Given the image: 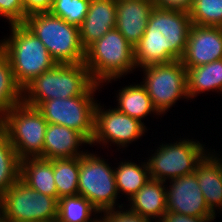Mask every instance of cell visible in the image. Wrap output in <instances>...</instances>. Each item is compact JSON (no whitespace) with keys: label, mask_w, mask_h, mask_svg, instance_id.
Returning a JSON list of instances; mask_svg holds the SVG:
<instances>
[{"label":"cell","mask_w":222,"mask_h":222,"mask_svg":"<svg viewBox=\"0 0 222 222\" xmlns=\"http://www.w3.org/2000/svg\"><path fill=\"white\" fill-rule=\"evenodd\" d=\"M54 0H23L25 8V19L29 14L38 12H49Z\"/></svg>","instance_id":"33"},{"label":"cell","mask_w":222,"mask_h":222,"mask_svg":"<svg viewBox=\"0 0 222 222\" xmlns=\"http://www.w3.org/2000/svg\"><path fill=\"white\" fill-rule=\"evenodd\" d=\"M97 102L95 107L94 136L90 142L92 145H102V149L108 145H116L118 151L126 149L129 144L136 142L148 131L144 121L132 118L119 111L116 107L104 108ZM110 143V144H109Z\"/></svg>","instance_id":"12"},{"label":"cell","mask_w":222,"mask_h":222,"mask_svg":"<svg viewBox=\"0 0 222 222\" xmlns=\"http://www.w3.org/2000/svg\"><path fill=\"white\" fill-rule=\"evenodd\" d=\"M189 14L192 24L222 27V0H193Z\"/></svg>","instance_id":"28"},{"label":"cell","mask_w":222,"mask_h":222,"mask_svg":"<svg viewBox=\"0 0 222 222\" xmlns=\"http://www.w3.org/2000/svg\"><path fill=\"white\" fill-rule=\"evenodd\" d=\"M106 160L89 151L79 156L78 194L100 213L125 206L118 203L120 196L116 189L114 167Z\"/></svg>","instance_id":"9"},{"label":"cell","mask_w":222,"mask_h":222,"mask_svg":"<svg viewBox=\"0 0 222 222\" xmlns=\"http://www.w3.org/2000/svg\"><path fill=\"white\" fill-rule=\"evenodd\" d=\"M116 6V0L90 1L86 17L79 27L81 45L85 50L116 27Z\"/></svg>","instance_id":"17"},{"label":"cell","mask_w":222,"mask_h":222,"mask_svg":"<svg viewBox=\"0 0 222 222\" xmlns=\"http://www.w3.org/2000/svg\"><path fill=\"white\" fill-rule=\"evenodd\" d=\"M216 218L193 217L180 213L166 212L159 222H212Z\"/></svg>","instance_id":"34"},{"label":"cell","mask_w":222,"mask_h":222,"mask_svg":"<svg viewBox=\"0 0 222 222\" xmlns=\"http://www.w3.org/2000/svg\"><path fill=\"white\" fill-rule=\"evenodd\" d=\"M91 0H54L52 15L62 18L69 24L80 27L89 9Z\"/></svg>","instance_id":"29"},{"label":"cell","mask_w":222,"mask_h":222,"mask_svg":"<svg viewBox=\"0 0 222 222\" xmlns=\"http://www.w3.org/2000/svg\"><path fill=\"white\" fill-rule=\"evenodd\" d=\"M84 64L94 82L101 86L117 81L137 69L134 48L116 28L105 33L85 50Z\"/></svg>","instance_id":"4"},{"label":"cell","mask_w":222,"mask_h":222,"mask_svg":"<svg viewBox=\"0 0 222 222\" xmlns=\"http://www.w3.org/2000/svg\"><path fill=\"white\" fill-rule=\"evenodd\" d=\"M114 208L100 213L99 222H156L129 211L126 207Z\"/></svg>","instance_id":"31"},{"label":"cell","mask_w":222,"mask_h":222,"mask_svg":"<svg viewBox=\"0 0 222 222\" xmlns=\"http://www.w3.org/2000/svg\"><path fill=\"white\" fill-rule=\"evenodd\" d=\"M20 179L33 190L57 198L53 159L38 157L20 160Z\"/></svg>","instance_id":"20"},{"label":"cell","mask_w":222,"mask_h":222,"mask_svg":"<svg viewBox=\"0 0 222 222\" xmlns=\"http://www.w3.org/2000/svg\"><path fill=\"white\" fill-rule=\"evenodd\" d=\"M58 199L39 193L20 178L0 197V222H56Z\"/></svg>","instance_id":"7"},{"label":"cell","mask_w":222,"mask_h":222,"mask_svg":"<svg viewBox=\"0 0 222 222\" xmlns=\"http://www.w3.org/2000/svg\"><path fill=\"white\" fill-rule=\"evenodd\" d=\"M154 7L152 0L117 1L115 28L133 48L142 38Z\"/></svg>","instance_id":"15"},{"label":"cell","mask_w":222,"mask_h":222,"mask_svg":"<svg viewBox=\"0 0 222 222\" xmlns=\"http://www.w3.org/2000/svg\"><path fill=\"white\" fill-rule=\"evenodd\" d=\"M166 206L167 212L193 217H217L209 210L194 173L166 182Z\"/></svg>","instance_id":"13"},{"label":"cell","mask_w":222,"mask_h":222,"mask_svg":"<svg viewBox=\"0 0 222 222\" xmlns=\"http://www.w3.org/2000/svg\"><path fill=\"white\" fill-rule=\"evenodd\" d=\"M23 24L40 39L57 64L84 63L79 27L50 12L29 14Z\"/></svg>","instance_id":"5"},{"label":"cell","mask_w":222,"mask_h":222,"mask_svg":"<svg viewBox=\"0 0 222 222\" xmlns=\"http://www.w3.org/2000/svg\"><path fill=\"white\" fill-rule=\"evenodd\" d=\"M186 81L189 100L211 91L222 95V59L186 69Z\"/></svg>","instance_id":"21"},{"label":"cell","mask_w":222,"mask_h":222,"mask_svg":"<svg viewBox=\"0 0 222 222\" xmlns=\"http://www.w3.org/2000/svg\"><path fill=\"white\" fill-rule=\"evenodd\" d=\"M154 6L160 9L180 10L190 12L193 0H152Z\"/></svg>","instance_id":"32"},{"label":"cell","mask_w":222,"mask_h":222,"mask_svg":"<svg viewBox=\"0 0 222 222\" xmlns=\"http://www.w3.org/2000/svg\"><path fill=\"white\" fill-rule=\"evenodd\" d=\"M144 160L139 164L131 162L130 160L120 161L114 166V175L116 181V189L118 195L120 193L129 200L135 195L150 179L149 167L147 161Z\"/></svg>","instance_id":"23"},{"label":"cell","mask_w":222,"mask_h":222,"mask_svg":"<svg viewBox=\"0 0 222 222\" xmlns=\"http://www.w3.org/2000/svg\"><path fill=\"white\" fill-rule=\"evenodd\" d=\"M90 142L78 131L63 125L48 123L45 132L43 159H62L83 156L82 145ZM81 146V147H80Z\"/></svg>","instance_id":"16"},{"label":"cell","mask_w":222,"mask_h":222,"mask_svg":"<svg viewBox=\"0 0 222 222\" xmlns=\"http://www.w3.org/2000/svg\"><path fill=\"white\" fill-rule=\"evenodd\" d=\"M219 156L215 149L210 150L194 172L207 206L215 216L218 211L222 213V155Z\"/></svg>","instance_id":"18"},{"label":"cell","mask_w":222,"mask_h":222,"mask_svg":"<svg viewBox=\"0 0 222 222\" xmlns=\"http://www.w3.org/2000/svg\"><path fill=\"white\" fill-rule=\"evenodd\" d=\"M222 59V27L192 24L180 61L186 69Z\"/></svg>","instance_id":"14"},{"label":"cell","mask_w":222,"mask_h":222,"mask_svg":"<svg viewBox=\"0 0 222 222\" xmlns=\"http://www.w3.org/2000/svg\"><path fill=\"white\" fill-rule=\"evenodd\" d=\"M180 139V140H179ZM173 143H162L150 157L145 158L150 178L168 182L192 174L199 162L211 150L196 139L181 137ZM206 148V149H205Z\"/></svg>","instance_id":"6"},{"label":"cell","mask_w":222,"mask_h":222,"mask_svg":"<svg viewBox=\"0 0 222 222\" xmlns=\"http://www.w3.org/2000/svg\"><path fill=\"white\" fill-rule=\"evenodd\" d=\"M127 202L129 211L159 222L167 212L166 184L150 178Z\"/></svg>","instance_id":"19"},{"label":"cell","mask_w":222,"mask_h":222,"mask_svg":"<svg viewBox=\"0 0 222 222\" xmlns=\"http://www.w3.org/2000/svg\"><path fill=\"white\" fill-rule=\"evenodd\" d=\"M47 125L48 122L37 108L23 102L12 107L0 121L20 160L43 158Z\"/></svg>","instance_id":"8"},{"label":"cell","mask_w":222,"mask_h":222,"mask_svg":"<svg viewBox=\"0 0 222 222\" xmlns=\"http://www.w3.org/2000/svg\"><path fill=\"white\" fill-rule=\"evenodd\" d=\"M9 28L11 35L0 40V48L10 61L16 83L23 89L57 63L40 39L24 24H12Z\"/></svg>","instance_id":"3"},{"label":"cell","mask_w":222,"mask_h":222,"mask_svg":"<svg viewBox=\"0 0 222 222\" xmlns=\"http://www.w3.org/2000/svg\"><path fill=\"white\" fill-rule=\"evenodd\" d=\"M20 178V159L0 126V197Z\"/></svg>","instance_id":"26"},{"label":"cell","mask_w":222,"mask_h":222,"mask_svg":"<svg viewBox=\"0 0 222 222\" xmlns=\"http://www.w3.org/2000/svg\"><path fill=\"white\" fill-rule=\"evenodd\" d=\"M102 86L95 83L84 95L52 99L42 102L37 109L48 123L63 125L80 132L89 142L94 136L95 107L98 100L94 94Z\"/></svg>","instance_id":"10"},{"label":"cell","mask_w":222,"mask_h":222,"mask_svg":"<svg viewBox=\"0 0 222 222\" xmlns=\"http://www.w3.org/2000/svg\"><path fill=\"white\" fill-rule=\"evenodd\" d=\"M53 173L57 199L64 196L78 195L79 156L53 159Z\"/></svg>","instance_id":"27"},{"label":"cell","mask_w":222,"mask_h":222,"mask_svg":"<svg viewBox=\"0 0 222 222\" xmlns=\"http://www.w3.org/2000/svg\"><path fill=\"white\" fill-rule=\"evenodd\" d=\"M94 84L84 63L56 64L22 89V102L37 108L47 100L84 95Z\"/></svg>","instance_id":"2"},{"label":"cell","mask_w":222,"mask_h":222,"mask_svg":"<svg viewBox=\"0 0 222 222\" xmlns=\"http://www.w3.org/2000/svg\"><path fill=\"white\" fill-rule=\"evenodd\" d=\"M191 25L188 12L154 7L144 34L134 48L136 68L180 60Z\"/></svg>","instance_id":"1"},{"label":"cell","mask_w":222,"mask_h":222,"mask_svg":"<svg viewBox=\"0 0 222 222\" xmlns=\"http://www.w3.org/2000/svg\"><path fill=\"white\" fill-rule=\"evenodd\" d=\"M22 103V88L16 83L10 61L0 48V121L12 107Z\"/></svg>","instance_id":"25"},{"label":"cell","mask_w":222,"mask_h":222,"mask_svg":"<svg viewBox=\"0 0 222 222\" xmlns=\"http://www.w3.org/2000/svg\"><path fill=\"white\" fill-rule=\"evenodd\" d=\"M117 93V106L115 107L126 115L138 119L141 122L151 114L161 116L154 108L151 98L141 82L139 84L134 83V85L128 84L119 89Z\"/></svg>","instance_id":"22"},{"label":"cell","mask_w":222,"mask_h":222,"mask_svg":"<svg viewBox=\"0 0 222 222\" xmlns=\"http://www.w3.org/2000/svg\"><path fill=\"white\" fill-rule=\"evenodd\" d=\"M98 214L100 212L85 197L79 194L64 196L58 199L56 222H99Z\"/></svg>","instance_id":"24"},{"label":"cell","mask_w":222,"mask_h":222,"mask_svg":"<svg viewBox=\"0 0 222 222\" xmlns=\"http://www.w3.org/2000/svg\"><path fill=\"white\" fill-rule=\"evenodd\" d=\"M141 71L144 76L141 84L146 88L154 108L161 116L176 105L177 101L189 100L186 68L180 60L147 66Z\"/></svg>","instance_id":"11"},{"label":"cell","mask_w":222,"mask_h":222,"mask_svg":"<svg viewBox=\"0 0 222 222\" xmlns=\"http://www.w3.org/2000/svg\"><path fill=\"white\" fill-rule=\"evenodd\" d=\"M0 17L6 18L9 25L23 24L25 21L23 0H0Z\"/></svg>","instance_id":"30"}]
</instances>
